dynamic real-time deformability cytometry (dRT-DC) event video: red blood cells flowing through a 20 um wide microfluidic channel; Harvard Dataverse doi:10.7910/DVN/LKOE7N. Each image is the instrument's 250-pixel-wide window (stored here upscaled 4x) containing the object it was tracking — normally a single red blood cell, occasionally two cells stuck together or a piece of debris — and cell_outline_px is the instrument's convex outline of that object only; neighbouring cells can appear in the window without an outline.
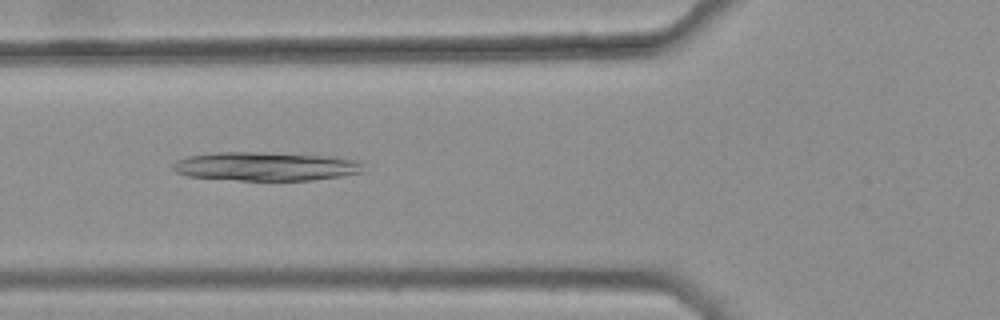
{"species": "common noctule bat (a hibernating species)", "species_latin": "Nyctalus noctula", "temperature_condition": "warm", "stored_images_in_passage": 38, "camera_frame_rate_fps": 3000, "um_per_image_px": 0.085, "animal": {"sex": "female", "body_mass_g": 25.1}, "frame": {"image": 1, "passage_image": 11, "time_ms": 3.333, "image_size_px": [1000, 320], "cell_outline_px": [[364, 172], [340, 176], [312, 180], [240, 180], [188, 176], [176, 172], [172, 168], [172, 164], [176, 160], [188, 156], [212, 152], [264, 152], [328, 156], [360, 160]], "centroid_in_image_um": [22.57, 14.13], "position_along_channel_um": 103.2, "area_um2": 31.96}}
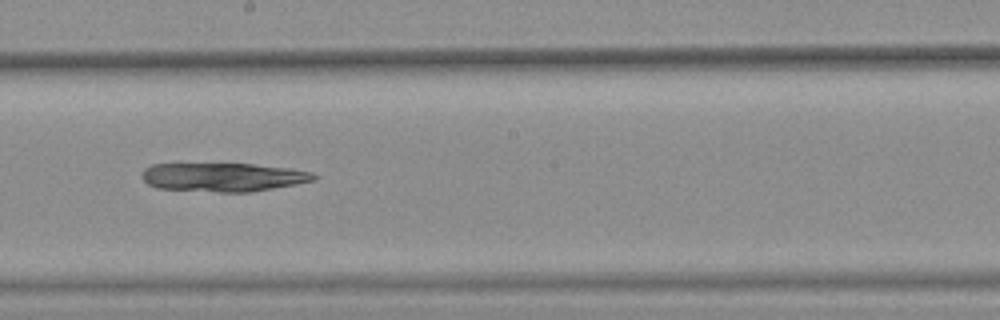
{"frame": {"image": 2, "passage_image": 21, "time_ms": 6.667, "image_size_px": [1000, 320], "cell_outline_px": [[316, 180], [252, 192], [220, 192], [156, 188], [148, 184], [140, 176], [140, 172], [144, 168], [152, 164], [252, 164], [292, 168], [312, 172], [316, 176]], "centroid_in_image_um": [18.94, 15.05], "position_along_channel_um": 229.3, "area_um2": 28.84}}
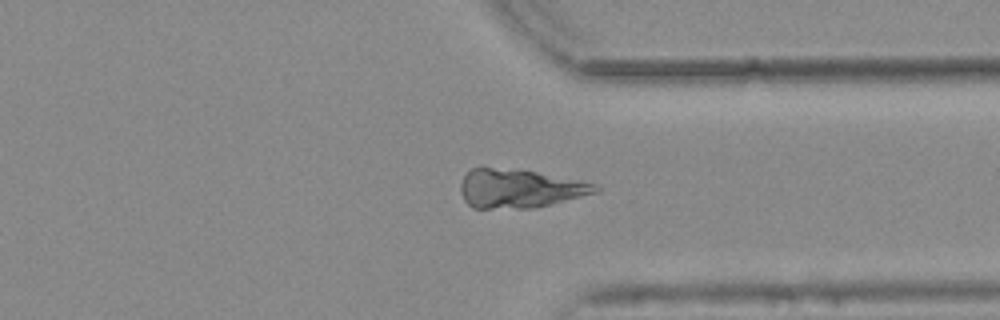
{"frame": {"image": 3, "passage_image": 32, "time_ms": 10.333, "image_size_px": [1000, 320], "cell_outline_px": [[600, 188], [596, 192], [536, 208], [472, 208], [464, 200], [460, 188], [460, 184], [464, 176], [472, 168], [480, 164], [536, 172], [580, 180], [600, 184]], "centroid_in_image_um": [44.12, 16.0], "position_along_channel_um": 367.3, "area_um2": 30.81}}